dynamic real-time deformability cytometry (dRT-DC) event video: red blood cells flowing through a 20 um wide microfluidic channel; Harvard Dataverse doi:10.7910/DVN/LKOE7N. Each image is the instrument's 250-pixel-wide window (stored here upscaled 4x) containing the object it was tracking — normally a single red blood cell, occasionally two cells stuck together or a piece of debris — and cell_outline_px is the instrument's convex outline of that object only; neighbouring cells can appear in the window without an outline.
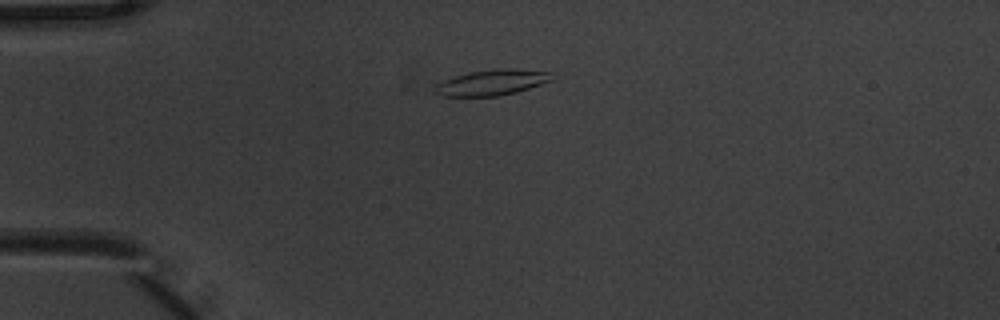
{"species": "common noctule bat (a hibernating species)", "species_latin": "Nyctalus noctula", "temperature_condition": "warm", "stored_images_in_passage": 7, "camera_frame_rate_fps": 3000, "um_per_image_px": 0.085, "animal": {"sex": "male", "body_mass_g": 20.1, "forearm_length_mm": 53.5}, "frame": {"image": 1, "passage_image": 1, "time_ms": 0.0, "image_size_px": [1000, 320], "cell_outline_px": [[552, 80], [516, 92], [500, 96], [444, 96], [436, 92], [436, 84], [444, 80], [456, 76], [472, 72], [500, 68], [516, 68], [552, 72]], "centroid_in_image_um": [41.86, 7.0], "position_along_channel_um": 43.1, "area_um2": 17.22}}
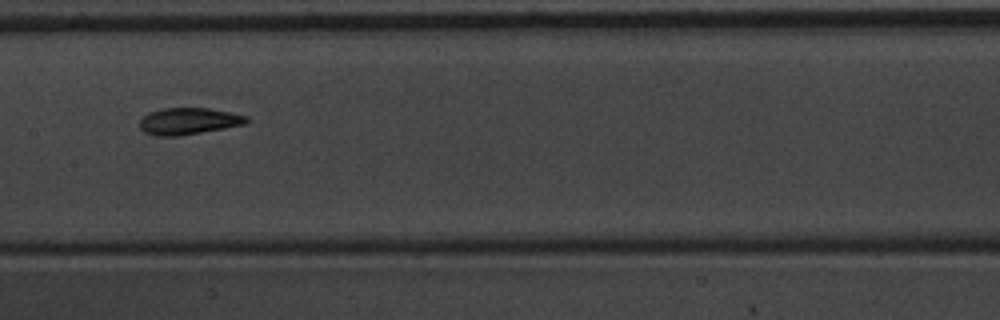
{"frame": {"image": 2, "passage_image": 5, "time_ms": 1.333, "image_size_px": [1000, 320], "cell_outline_px": [[248, 120], [244, 124], [224, 128], [176, 136], [156, 136], [144, 132], [140, 128], [140, 120], [148, 112], [164, 108], [208, 108], [232, 112], [248, 116]], "centroid_in_image_um": [16.02, 10.29], "position_along_channel_um": 191.4, "area_um2": 16.53}}
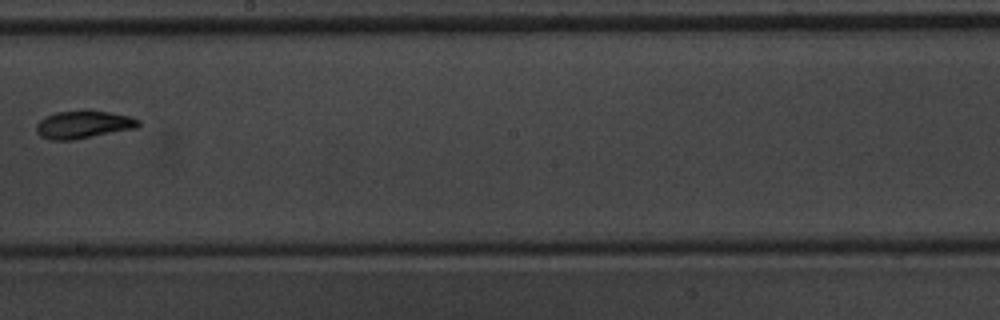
{"frame": {"image": 3, "passage_image": 6, "time_ms": 1.667, "image_size_px": [1000, 320], "cell_outline_px": [[140, 124], [136, 128], [72, 140], [52, 140], [40, 136], [36, 132], [36, 124], [44, 116], [56, 112], [84, 108], [88, 108], [112, 112], [132, 116], [140, 120]], "centroid_in_image_um": [7.09, 10.54], "position_along_channel_um": 241.1, "area_um2": 17.11}}